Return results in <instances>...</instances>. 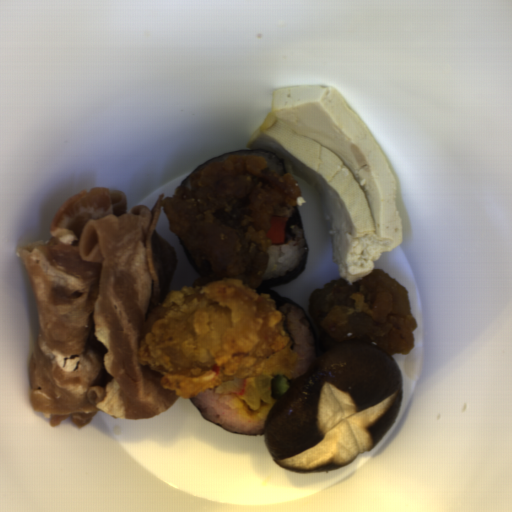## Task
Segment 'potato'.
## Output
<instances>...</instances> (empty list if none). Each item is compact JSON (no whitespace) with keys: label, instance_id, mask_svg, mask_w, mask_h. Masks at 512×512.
<instances>
[{"label":"potato","instance_id":"potato-1","mask_svg":"<svg viewBox=\"0 0 512 512\" xmlns=\"http://www.w3.org/2000/svg\"><path fill=\"white\" fill-rule=\"evenodd\" d=\"M246 383L242 394H238L249 408L257 410L261 402L270 404L273 400V377H246Z\"/></svg>","mask_w":512,"mask_h":512}]
</instances>
